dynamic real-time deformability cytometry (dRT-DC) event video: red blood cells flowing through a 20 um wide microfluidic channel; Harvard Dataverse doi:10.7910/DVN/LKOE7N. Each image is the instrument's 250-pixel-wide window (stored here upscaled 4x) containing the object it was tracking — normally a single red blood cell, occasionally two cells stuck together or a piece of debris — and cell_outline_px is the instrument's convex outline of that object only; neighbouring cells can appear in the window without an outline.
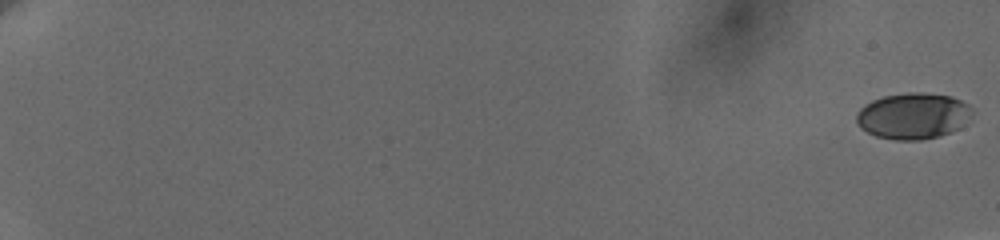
{"species": "human", "species_latin": "Homo sapiens", "temperature_condition": "cold", "stored_images_in_passage": 33, "camera_frame_rate_fps": 3000, "um_per_image_px": 0.085, "donor": {"sex": "female"}, "frame": {"image": 1, "passage_image": 1, "time_ms": 0.0, "image_size_px": [1000, 240], "cell_outline_px": [[972, 112], [960, 128], [940, 136], [920, 140], [896, 140], [876, 136], [868, 132], [856, 120], [856, 116], [860, 108], [864, 104], [872, 100], [884, 96], [912, 92], [920, 92], [952, 96], [968, 104], [972, 108]], "centroid_in_image_um": [77.62, 9.85], "position_along_channel_um": 7.4, "area_um2": 30.92}}
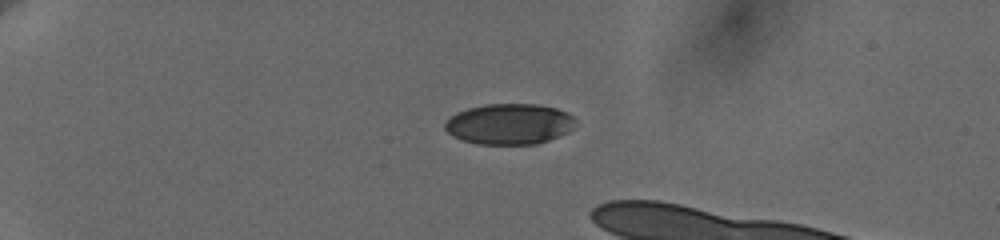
{"frame": {"image": 2, "passage_image": 23, "time_ms": 5.667, "image_size_px": [1000, 240], "cell_outline_px": [[576, 120], [572, 128], [568, 132], [548, 140], [536, 144], [480, 144], [464, 140], [452, 136], [444, 128], [444, 124], [456, 112], [468, 108], [484, 104], [536, 104], [556, 108], [572, 116]], "centroid_in_image_um": [43.28, 10.54], "position_along_channel_um": 41.7, "area_um2": 30.81}}